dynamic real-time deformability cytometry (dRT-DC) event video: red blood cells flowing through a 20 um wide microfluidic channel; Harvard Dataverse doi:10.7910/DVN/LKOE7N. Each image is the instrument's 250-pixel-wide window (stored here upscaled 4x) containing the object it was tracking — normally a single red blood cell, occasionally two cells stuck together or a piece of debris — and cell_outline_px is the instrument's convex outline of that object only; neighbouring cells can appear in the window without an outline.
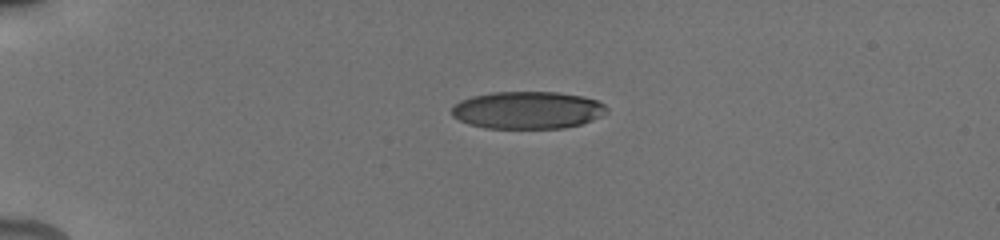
{"species": "human", "species_latin": "Homo sapiens", "temperature_condition": "cold", "stored_images_in_passage": 49, "camera_frame_rate_fps": 3000, "um_per_image_px": 0.085, "donor": {"sex": "male"}, "frame": {"image": 1, "passage_image": 1, "time_ms": 0.0, "image_size_px": [1000, 240], "cell_outline_px": [[608, 112], [592, 120], [580, 124], [564, 128], [484, 128], [468, 124], [452, 116], [452, 104], [460, 100], [472, 96], [492, 92], [556, 92], [584, 96], [596, 100], [604, 104], [608, 108]], "centroid_in_image_um": [44.83, 9.36], "position_along_channel_um": 40.2, "area_um2": 33.99}}
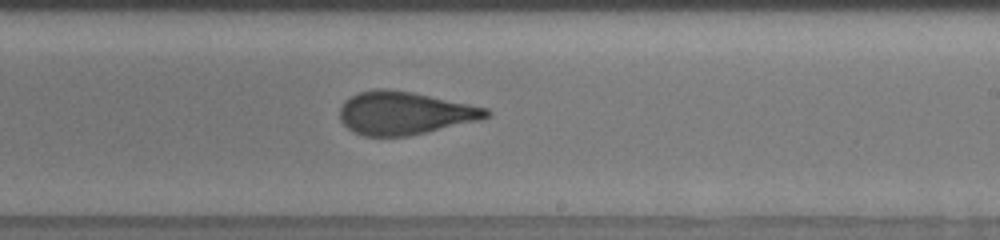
{"frame": {"image": 2, "passage_image": 22, "time_ms": 7.0, "image_size_px": [1000, 240], "cell_outline_px": [[492, 112], [488, 116], [480, 120], [408, 136], [364, 136], [348, 128], [340, 120], [340, 108], [344, 100], [348, 96], [360, 92], [376, 88], [384, 88], [412, 92], [488, 108]], "centroid_in_image_um": [34.37, 9.6], "position_along_channel_um": 254.6, "area_um2": 36.59}}
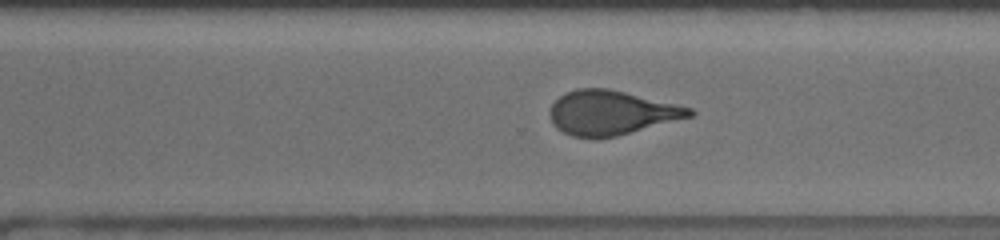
{"frame": {"image": 3, "passage_image": 28, "time_ms": 8.667, "image_size_px": [1000, 240], "cell_outline_px": [[696, 112], [692, 116], [616, 136], [572, 136], [556, 128], [552, 124], [548, 112], [552, 104], [560, 96], [576, 88], [608, 88], [676, 104], [692, 108]], "centroid_in_image_um": [51.94, 9.56], "position_along_channel_um": 318.7, "area_um2": 35.55}, "authors_computed_cell_mechanics": {"area_um2": 36.2984, "velocity_mm_per_s": 3.8521, "shape_relaxation_time_tau1_ms": 4.8223, "shape_relaxation_time_tau2_ms": 1.2374, "deformation_change_tau1": 0.1958, "deformation_change_tau2": 0.0884}}